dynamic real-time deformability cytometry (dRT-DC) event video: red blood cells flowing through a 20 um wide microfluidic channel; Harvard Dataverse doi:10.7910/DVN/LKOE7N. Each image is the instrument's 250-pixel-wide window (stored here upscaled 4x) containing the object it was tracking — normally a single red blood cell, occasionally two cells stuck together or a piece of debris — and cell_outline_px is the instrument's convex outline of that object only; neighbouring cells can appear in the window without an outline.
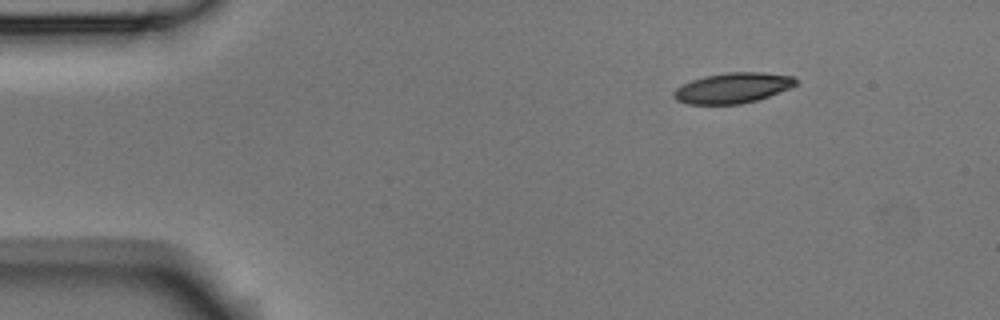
{"species": "Egyptian fruit bat (a non-hibernating species)", "species_latin": "Rousettus aegyptiacus", "temperature_condition": "room temperature", "stored_images_in_passage": 3, "camera_frame_rate_fps": 3000, "um_per_image_px": 0.085, "animal": {"sex": "male"}, "frame": {"image": 1, "passage_image": 1, "time_ms": 0.0, "image_size_px": [1000, 320], "cell_outline_px": [[800, 80], [792, 88], [756, 100], [740, 104], [688, 104], [676, 100], [672, 96], [672, 92], [676, 88], [692, 80], [704, 76], [728, 72], [764, 72], [792, 76]], "centroid_in_image_um": [62.3, 7.47], "position_along_channel_um": 22.7, "area_um2": 21.73}}